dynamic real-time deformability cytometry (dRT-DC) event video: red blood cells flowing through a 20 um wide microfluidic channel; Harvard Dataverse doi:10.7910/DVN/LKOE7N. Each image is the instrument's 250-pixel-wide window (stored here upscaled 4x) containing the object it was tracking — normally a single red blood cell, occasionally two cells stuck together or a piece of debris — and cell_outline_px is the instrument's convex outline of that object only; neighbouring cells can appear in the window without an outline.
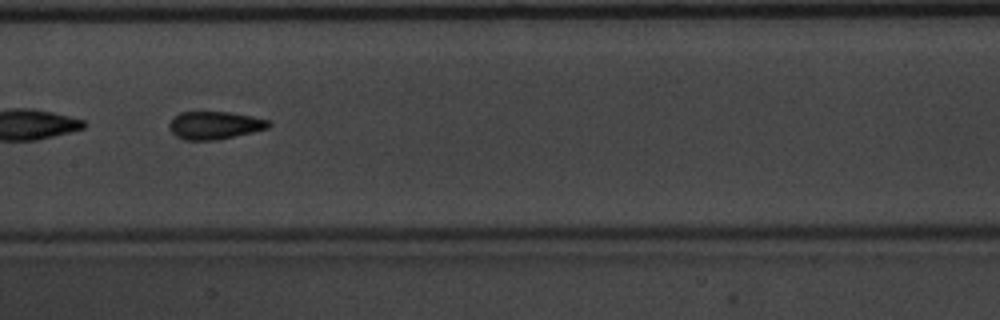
{"species": "common noctule bat (a hibernating species)", "species_latin": "Nyctalus noctula", "temperature_condition": "warm", "stored_images_in_passage": 36, "camera_frame_rate_fps": 3000, "um_per_image_px": 0.085, "animal": {"sex": "male", "body_mass_g": 20.1, "forearm_length_mm": 53.5}, "frame": {"image": 1, "passage_image": 11, "time_ms": 3.333, "image_size_px": [1000, 320], "cell_outline_px": [[272, 124], [268, 128], [252, 132], [216, 140], [184, 140], [176, 136], [168, 128], [168, 124], [172, 116], [180, 112], [232, 112], [252, 116], [268, 120]], "centroid_in_image_um": [18.21, 10.64], "position_along_channel_um": 189.2, "area_um2": 16.24}}
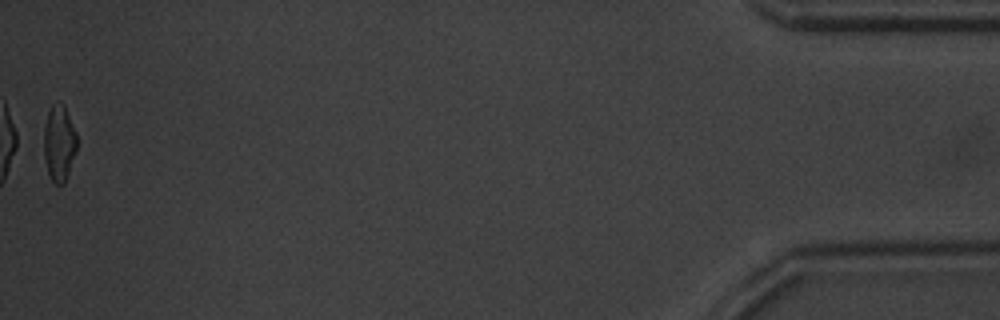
{"frame": {"image": 2, "passage_image": 36, "time_ms": 11.667, "image_size_px": [1000, 320], "cell_outline_px": [[76, 152], [64, 184], [56, 184], [52, 180], [48, 172], [44, 156], [44, 128], [48, 112], [52, 104], [56, 100], [64, 104], [76, 132]], "centroid_in_image_um": [5.03, 12.13], "position_along_channel_um": 430.2, "area_um2": 14.62}, "authors_computed_cell_mechanics": {"area_um2": 15.7216, "velocity_mm_per_s": 3.934, "shape_relaxation_time_tau1_ms": 4.4825, "shape_relaxation_time_tau2_ms": 1.1478, "deformation_change_tau1": 0.14, "deformation_change_tau2": 0.0865}}